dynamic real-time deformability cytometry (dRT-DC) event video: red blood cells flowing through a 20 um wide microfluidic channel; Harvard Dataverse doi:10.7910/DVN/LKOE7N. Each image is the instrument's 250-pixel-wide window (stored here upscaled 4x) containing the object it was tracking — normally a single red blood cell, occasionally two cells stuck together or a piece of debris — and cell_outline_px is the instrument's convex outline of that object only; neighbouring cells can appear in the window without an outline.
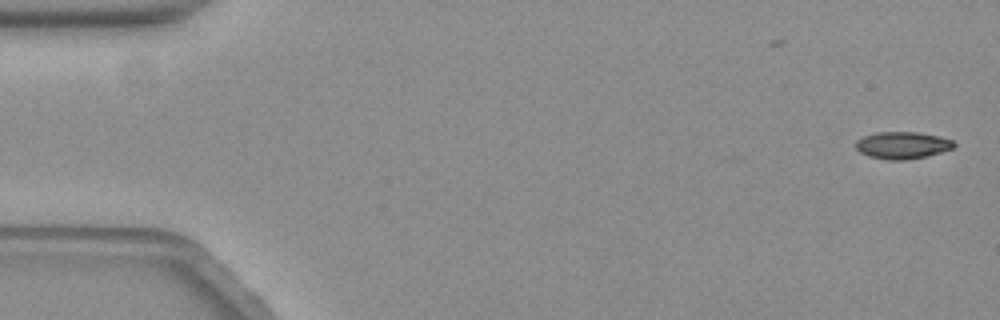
{"species": "common noctule bat (a hibernating species)", "species_latin": "Nyctalus noctula", "temperature_condition": "warm", "stored_images_in_passage": 3, "camera_frame_rate_fps": 3000, "um_per_image_px": 0.085, "animal": {"sex": "female", "body_mass_g": 19.3, "forearm_length_mm": 54.1}, "frame": {"image": 1, "passage_image": 1, "time_ms": 0.0, "image_size_px": [1000, 320], "cell_outline_px": [[956, 144], [952, 148], [928, 156], [908, 160], [888, 160], [868, 156], [860, 152], [856, 148], [856, 140], [864, 136], [876, 132], [916, 132], [936, 136], [952, 140]], "centroid_in_image_um": [76.67, 12.35], "position_along_channel_um": 8.3, "area_um2": 15.43}}